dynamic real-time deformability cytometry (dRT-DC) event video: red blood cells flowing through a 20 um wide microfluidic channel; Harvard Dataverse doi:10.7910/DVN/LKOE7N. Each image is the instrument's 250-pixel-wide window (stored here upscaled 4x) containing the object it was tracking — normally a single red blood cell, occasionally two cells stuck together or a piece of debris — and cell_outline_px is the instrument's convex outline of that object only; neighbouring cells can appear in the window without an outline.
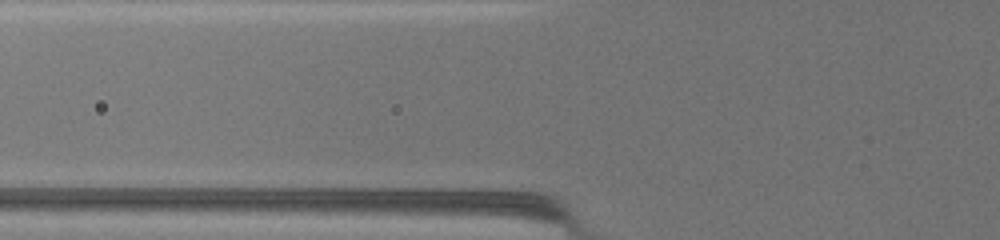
{"species": "common noctule bat (a hibernating species)", "species_latin": "Nyctalus noctula", "temperature_condition": "warm", "stored_images_in_passage": 2, "camera_frame_rate_fps": 3000, "um_per_image_px": 0.085, "animal": {"sex": "female", "body_mass_g": 19.5, "forearm_length_mm": 54.1}, "frame": {"image": 1, "passage_image": 2, "time_ms": 0.333, "image_size_px": [1000, 240], "cell_outline_px": [[524, 212], [488, 212], [328, 208], [336, 192], [520, 192]], "centroid_in_image_um": [36.61, 17.11], "position_along_channel_um": 89.2, "area_um2": 25.26}}